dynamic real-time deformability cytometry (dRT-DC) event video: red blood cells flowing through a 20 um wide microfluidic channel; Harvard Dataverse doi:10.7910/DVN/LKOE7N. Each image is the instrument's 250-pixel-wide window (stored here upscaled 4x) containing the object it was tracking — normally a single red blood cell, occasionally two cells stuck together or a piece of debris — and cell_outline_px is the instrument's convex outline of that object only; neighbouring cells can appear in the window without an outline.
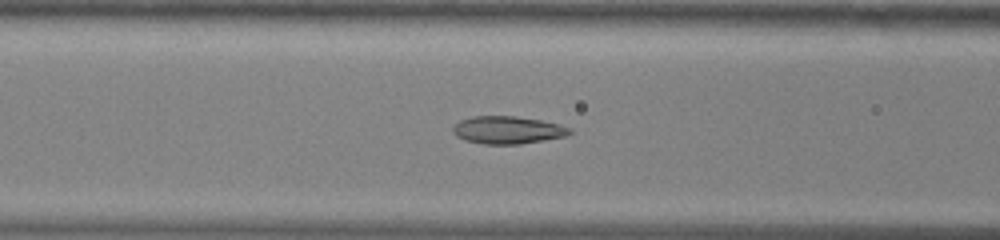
{"species": "common noctule bat (a hibernating species)", "species_latin": "Nyctalus noctula", "temperature_condition": "warm", "stored_images_in_passage": 49, "camera_frame_rate_fps": 3000, "um_per_image_px": 0.085, "animal": {"sex": "male", "body_mass_g": 13.0, "forearm_length_mm": 53.1}, "frame": {"image": 1, "passage_image": 19, "time_ms": 6.0, "image_size_px": [1000, 240], "cell_outline_px": [[576, 132], [564, 136], [544, 140], [520, 144], [484, 144], [464, 140], [456, 136], [452, 132], [452, 128], [460, 120], [472, 116], [516, 116], [540, 120], [560, 124], [572, 128]], "centroid_in_image_um": [43.17, 11.05], "position_along_channel_um": 123.4, "area_um2": 18.96}}
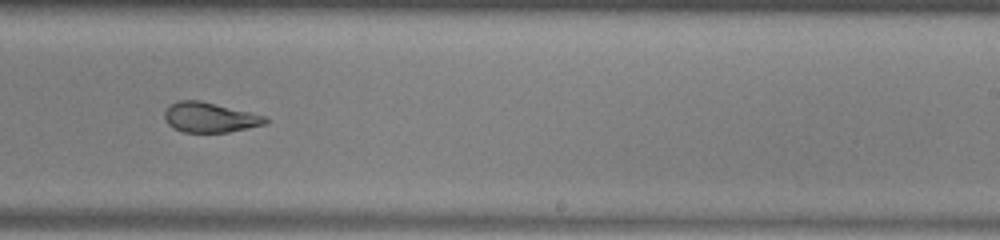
{"frame": {"image": 2, "passage_image": 30, "time_ms": 9.667, "image_size_px": [1000, 240], "cell_outline_px": [[272, 120], [264, 124], [228, 132], [184, 132], [172, 128], [164, 120], [164, 112], [168, 104], [180, 100], [200, 100], [268, 116]], "centroid_in_image_um": [17.82, 9.97], "position_along_channel_um": 271.2, "area_um2": 17.86}}
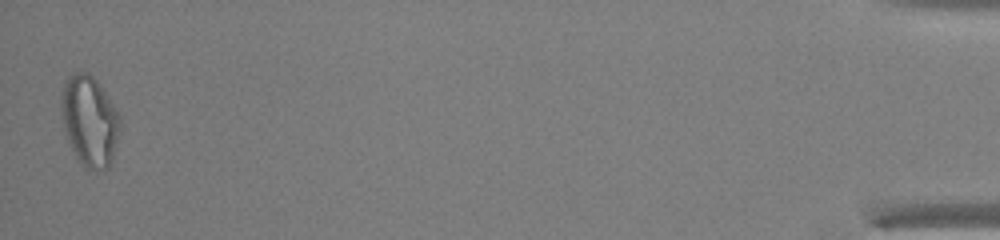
{"frame": {"image": 3, "passage_image": 49, "time_ms": 16.0, "image_size_px": [1000, 240], "cell_outline_px": [[120, 128], [112, 160], [108, 168], [104, 172], [88, 168], [80, 164], [64, 132], [60, 108], [60, 96], [64, 84], [68, 76], [72, 72], [88, 72], [96, 80], [120, 116]], "centroid_in_image_um": [7.59, 10.29], "position_along_channel_um": 427.6, "area_um2": 31.04}, "authors_computed_cell_mechanics": {"area_um2": 20.4612, "velocity_mm_per_s": 4.0424, "shape_relaxation_time_tau1_ms": 6.415, "shape_relaxation_time_tau2_ms": 1.1022, "deformation_change_tau1": 0.1915, "deformation_change_tau2": 0.0776}}